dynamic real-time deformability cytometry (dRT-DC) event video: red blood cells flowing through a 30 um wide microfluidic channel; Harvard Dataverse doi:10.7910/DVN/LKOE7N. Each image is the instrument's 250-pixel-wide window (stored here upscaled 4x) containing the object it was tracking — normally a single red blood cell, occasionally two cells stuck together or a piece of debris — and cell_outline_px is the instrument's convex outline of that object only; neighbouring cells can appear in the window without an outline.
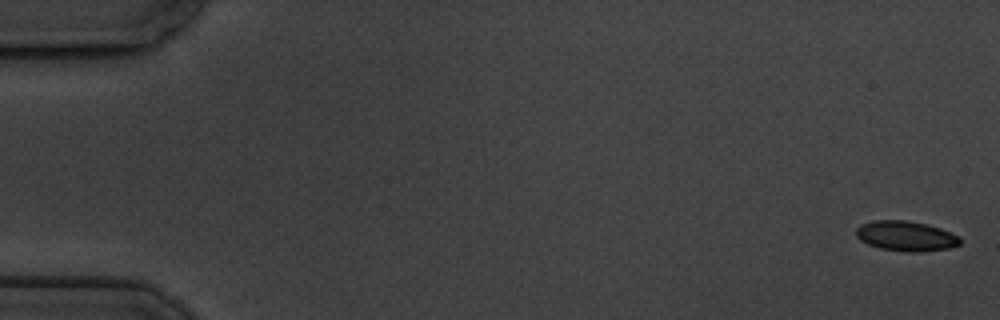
{"species": "common noctule bat (a hibernating species)", "species_latin": "Nyctalus noctula", "temperature_condition": "cold", "stored_images_in_passage": 5, "camera_frame_rate_fps": 3000, "um_per_image_px": 0.085, "animal": {"sex": "male", "body_mass_g": 19.5, "forearm_length_mm": 54.6}, "frame": {"image": 1, "passage_image": 1, "time_ms": 0.0, "image_size_px": [1000, 320], "cell_outline_px": [[960, 244], [948, 248], [924, 252], [904, 252], [880, 248], [868, 244], [860, 240], [856, 236], [856, 228], [860, 224], [876, 220], [908, 220], [940, 228], [960, 236]], "centroid_in_image_um": [76.99, 20.07], "position_along_channel_um": 8.0, "area_um2": 18.26}}
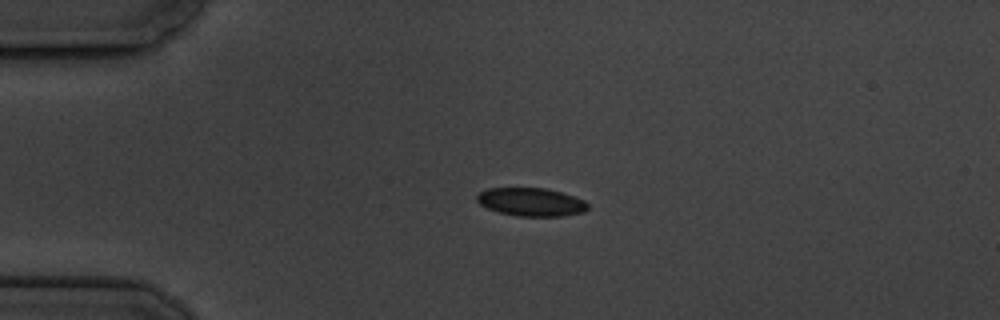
{"frame": {"image": 2, "passage_image": 4, "time_ms": 4.333, "image_size_px": [1000, 320], "cell_outline_px": [[588, 208], [584, 212], [564, 216], [520, 216], [500, 212], [488, 208], [480, 204], [476, 200], [476, 196], [480, 192], [488, 188], [548, 188], [584, 200], [588, 204]], "centroid_in_image_um": [45.15, 17.16], "position_along_channel_um": 39.8, "area_um2": 18.15}}